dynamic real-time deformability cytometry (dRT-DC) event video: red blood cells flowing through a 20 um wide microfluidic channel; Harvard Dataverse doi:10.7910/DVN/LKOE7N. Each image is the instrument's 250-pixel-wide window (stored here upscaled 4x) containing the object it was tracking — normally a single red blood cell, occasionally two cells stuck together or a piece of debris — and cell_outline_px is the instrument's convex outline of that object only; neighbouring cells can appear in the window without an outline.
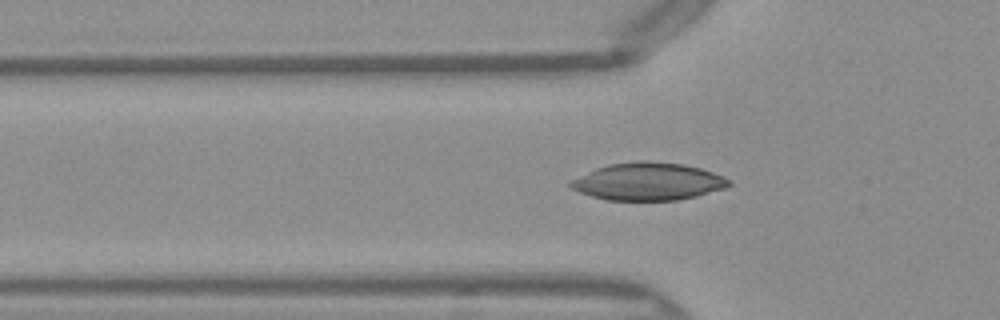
{"species": "Egyptian fruit bat (a non-hibernating species)", "species_latin": "Rousettus aegyptiacus", "temperature_condition": "warm", "stored_images_in_passage": 37, "camera_frame_rate_fps": 3000, "um_per_image_px": 0.085, "frame": {"image": 1, "passage_image": 7, "time_ms": 2.0, "image_size_px": [1000, 320], "cell_outline_px": [[732, 184], [724, 188], [696, 196], [676, 200], [608, 200], [592, 196], [580, 192], [572, 188], [568, 184], [572, 180], [596, 168], [608, 164], [636, 160], [644, 160], [684, 164], [700, 168], [724, 176], [732, 180]], "centroid_in_image_um": [55.11, 15.42], "position_along_channel_um": 70.7, "area_um2": 34.56}}
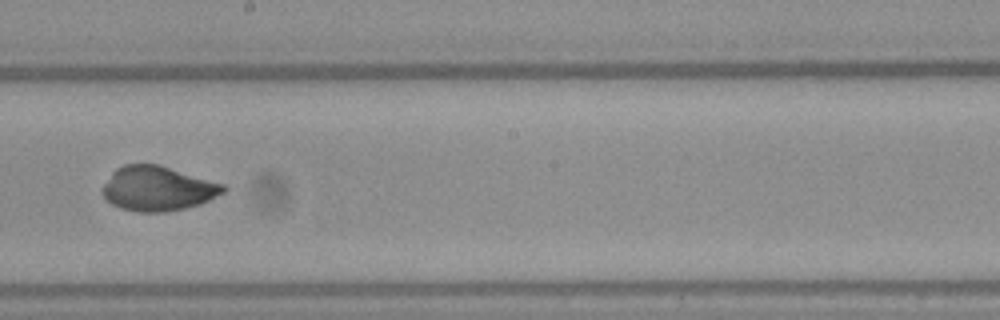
{"frame": {"image": 2, "passage_image": 19, "time_ms": 6.0, "image_size_px": [1000, 320], "cell_outline_px": [[228, 188], [224, 192], [200, 204], [184, 208], [164, 212], [136, 212], [120, 208], [112, 204], [100, 192], [100, 188], [112, 172], [116, 168], [124, 164], [156, 164], [224, 184]], "centroid_in_image_um": [13.36, 16.03], "position_along_channel_um": 234.8, "area_um2": 31.33}}
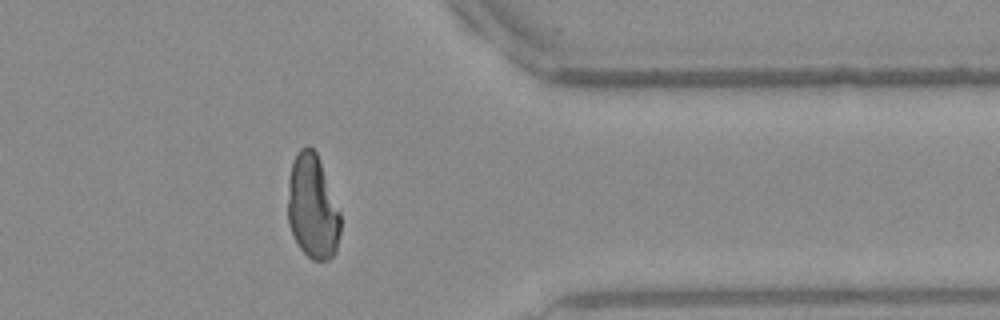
{"frame": {"image": 3, "passage_image": 31, "time_ms": 10.0, "image_size_px": [1000, 320], "cell_outline_px": [[340, 232], [336, 252], [328, 260], [312, 260], [300, 248], [288, 224], [288, 180], [292, 160], [296, 152], [300, 148], [308, 144], [316, 152], [340, 212]], "centroid_in_image_um": [26.55, 17.57], "position_along_channel_um": 384.8, "area_um2": 32.02}}